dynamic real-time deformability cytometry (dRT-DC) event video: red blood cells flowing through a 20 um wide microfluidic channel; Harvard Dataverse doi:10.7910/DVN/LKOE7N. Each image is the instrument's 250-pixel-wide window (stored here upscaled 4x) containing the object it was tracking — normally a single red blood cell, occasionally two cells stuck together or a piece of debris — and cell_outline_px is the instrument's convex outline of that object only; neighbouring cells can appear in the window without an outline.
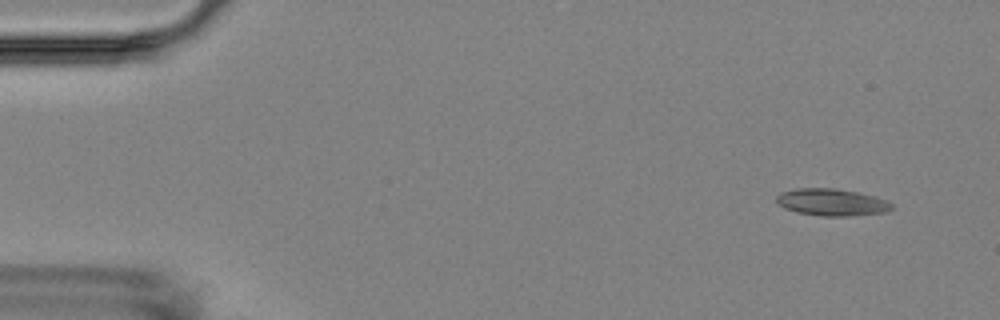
{"species": "Egyptian fruit bat (a non-hibernating species)", "species_latin": "Rousettus aegyptiacus", "temperature_condition": "room temperature", "stored_images_in_passage": 8, "camera_frame_rate_fps": 3000, "um_per_image_px": 0.085, "animal": {"sex": "female"}, "frame": {"image": 1, "passage_image": 1, "time_ms": 0.0, "image_size_px": [1000, 320], "cell_outline_px": [[892, 208], [884, 212], [848, 216], [824, 216], [796, 212], [784, 208], [776, 200], [776, 196], [780, 192], [796, 188], [832, 188], [856, 192], [876, 196], [892, 204]], "centroid_in_image_um": [70.66, 17.18], "position_along_channel_um": 14.3, "area_um2": 17.98}}
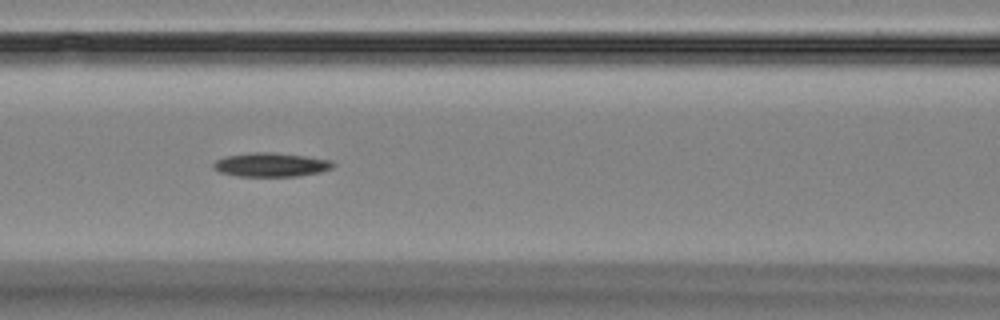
{"frame": {"image": 2, "passage_image": 7, "time_ms": 6.667, "image_size_px": [1000, 320], "cell_outline_px": [[336, 164], [332, 168], [320, 172], [296, 176], [236, 176], [220, 172], [212, 168], [212, 164], [216, 160], [224, 156], [252, 152], [272, 152], [304, 156], [332, 160]], "centroid_in_image_um": [23.01, 14.0], "position_along_channel_um": 143.6, "area_um2": 16.76}}
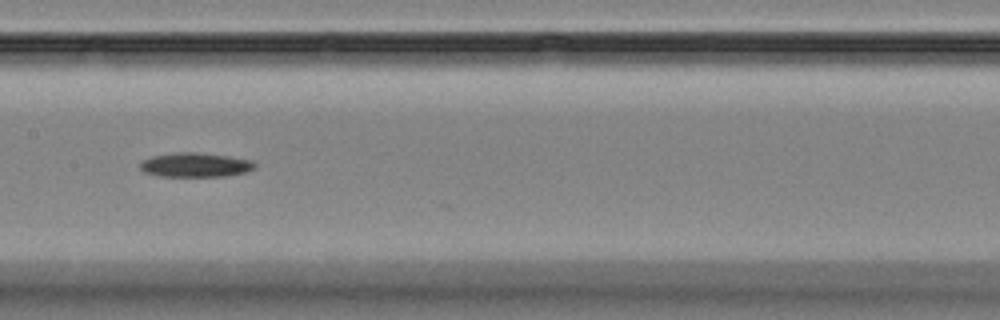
{"frame": {"image": 3, "passage_image": 8, "time_ms": 8.0, "image_size_px": [1000, 320], "cell_outline_px": [[256, 168], [244, 172], [228, 176], [156, 176], [144, 172], [140, 168], [140, 160], [152, 156], [176, 152], [196, 152], [228, 156], [252, 160], [256, 164]], "centroid_in_image_um": [16.58, 14.01], "position_along_channel_um": 190.8, "area_um2": 16.36}}